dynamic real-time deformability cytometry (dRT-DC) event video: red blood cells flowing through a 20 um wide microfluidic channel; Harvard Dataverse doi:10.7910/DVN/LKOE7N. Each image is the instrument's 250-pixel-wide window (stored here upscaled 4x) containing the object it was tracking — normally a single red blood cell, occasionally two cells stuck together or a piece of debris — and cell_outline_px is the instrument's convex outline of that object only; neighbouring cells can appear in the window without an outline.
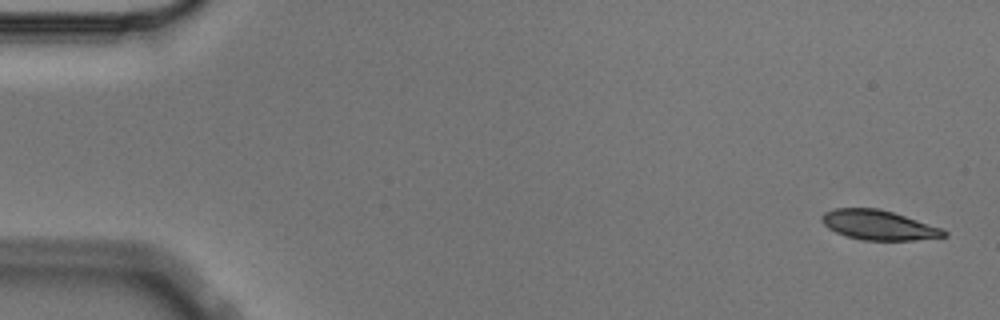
{"species": "Egyptian fruit bat (a non-hibernating species)", "species_latin": "Rousettus aegyptiacus", "temperature_condition": "cold", "stored_images_in_passage": 5, "segment_of_instrument_passage": [1, 2], "camera_frame_rate_fps": 3000, "um_per_image_px": 0.085, "animal": {"sex": "male"}, "frame": {"image": 1, "passage_image": 1, "time_ms": 0.0, "image_size_px": [1000, 320], "cell_outline_px": [[948, 236], [912, 240], [864, 240], [848, 236], [836, 232], [828, 228], [820, 220], [820, 216], [824, 212], [836, 208], [876, 208], [892, 212], [940, 228], [948, 232]], "centroid_in_image_um": [74.63, 19.13], "position_along_channel_um": 10.4, "area_um2": 20.81}}
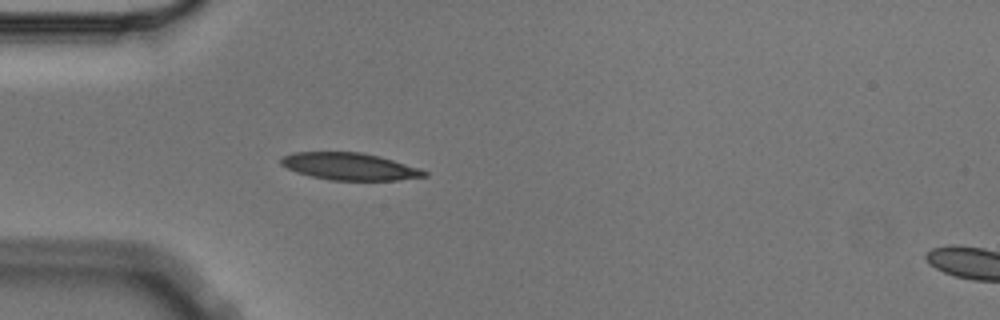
{"frame": {"image": 2, "passage_image": 4, "time_ms": 1.0, "image_size_px": [1000, 320], "cell_outline_px": [[428, 176], [396, 180], [328, 180], [296, 172], [280, 164], [280, 156], [292, 152], [360, 152], [380, 156], [420, 168], [428, 172]], "centroid_in_image_um": [29.7, 14.14], "position_along_channel_um": 55.3, "area_um2": 22.77}}